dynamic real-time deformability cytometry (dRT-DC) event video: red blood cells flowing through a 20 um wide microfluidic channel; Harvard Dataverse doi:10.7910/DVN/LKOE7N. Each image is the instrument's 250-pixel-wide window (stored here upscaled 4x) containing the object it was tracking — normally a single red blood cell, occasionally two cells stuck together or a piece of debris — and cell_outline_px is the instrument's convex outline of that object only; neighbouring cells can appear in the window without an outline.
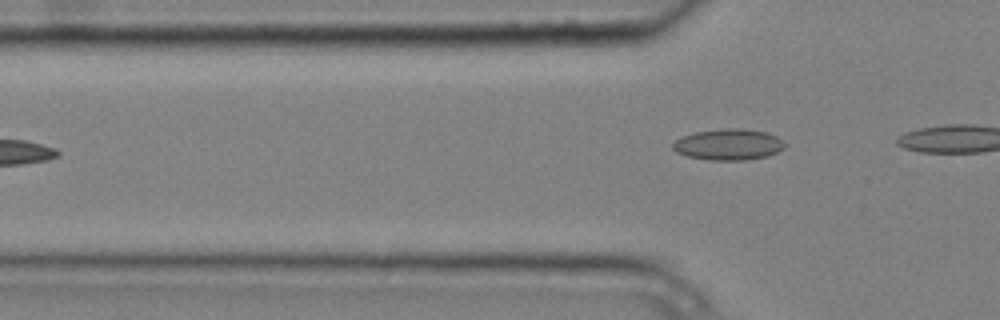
{"species": "common noctule bat (a hibernating species)", "species_latin": "Nyctalus noctula", "temperature_condition": "cold", "stored_images_in_passage": 6, "camera_frame_rate_fps": 3000, "um_per_image_px": 0.085, "animal": {"sex": "male", "body_mass_g": 20.4}, "frame": {"image": 1, "passage_image": 6, "time_ms": 1.667, "image_size_px": [1000, 320], "cell_outline_px": [[784, 148], [768, 156], [744, 160], [708, 160], [688, 156], [676, 152], [672, 148], [672, 144], [680, 136], [696, 132], [724, 128], [744, 128], [768, 132], [776, 136], [784, 144]], "centroid_in_image_um": [61.9, 12.27], "position_along_channel_um": 63.9, "area_um2": 20.35}}